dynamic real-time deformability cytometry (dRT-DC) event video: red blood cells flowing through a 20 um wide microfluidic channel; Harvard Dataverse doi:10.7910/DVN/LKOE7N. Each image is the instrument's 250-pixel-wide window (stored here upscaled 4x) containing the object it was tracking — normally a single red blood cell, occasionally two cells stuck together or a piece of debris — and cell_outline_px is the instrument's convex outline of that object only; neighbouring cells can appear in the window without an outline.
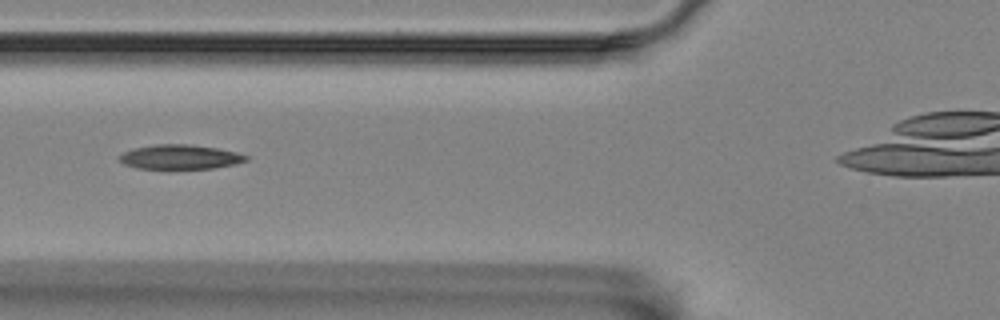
{"species": "Egyptian fruit bat (a non-hibernating species)", "species_latin": "Rousettus aegyptiacus", "temperature_condition": "room temperature", "stored_images_in_passage": 6, "camera_frame_rate_fps": 3000, "um_per_image_px": 0.085, "animal": {"sex": "female"}, "frame": {"image": 1, "passage_image": 2, "time_ms": 0.333, "image_size_px": [1000, 320], "cell_outline_px": [[248, 160], [236, 164], [212, 168], [136, 168], [124, 164], [120, 160], [120, 156], [124, 152], [136, 148], [156, 144], [192, 144], [216, 148], [236, 152], [248, 156]], "centroid_in_image_um": [15.34, 13.33], "position_along_channel_um": 110.5, "area_um2": 17.8}}
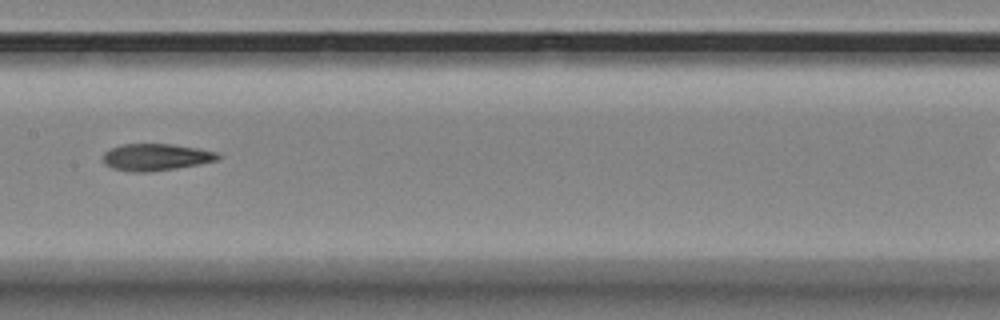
{"frame": {"image": 2, "passage_image": 4, "time_ms": 1.0, "image_size_px": [1000, 320], "cell_outline_px": [[220, 156], [216, 160], [176, 168], [148, 172], [132, 172], [112, 168], [104, 164], [104, 152], [112, 148], [124, 144], [172, 144], [220, 152]], "centroid_in_image_um": [13.24, 13.35], "position_along_channel_um": 194.2, "area_um2": 17.8}}
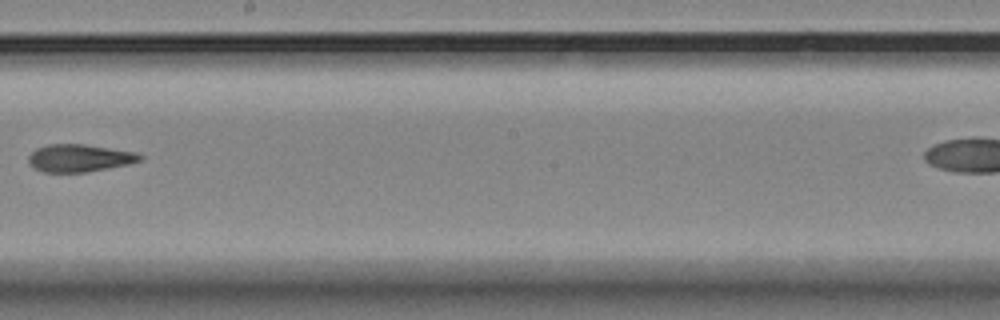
{"frame": {"image": 3, "passage_image": 5, "time_ms": 1.333, "image_size_px": [1000, 320], "cell_outline_px": [[144, 160], [128, 164], [84, 172], [44, 172], [28, 164], [28, 156], [36, 148], [48, 144], [84, 144], [136, 152], [144, 156]], "centroid_in_image_um": [6.76, 13.42], "position_along_channel_um": 241.4, "area_um2": 17.86}}